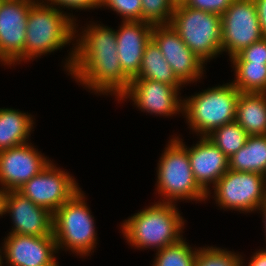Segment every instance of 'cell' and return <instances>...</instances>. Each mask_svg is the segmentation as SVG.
<instances>
[{
  "label": "cell",
  "instance_id": "32",
  "mask_svg": "<svg viewBox=\"0 0 266 266\" xmlns=\"http://www.w3.org/2000/svg\"><path fill=\"white\" fill-rule=\"evenodd\" d=\"M263 38H266V0H253Z\"/></svg>",
  "mask_w": 266,
  "mask_h": 266
},
{
  "label": "cell",
  "instance_id": "19",
  "mask_svg": "<svg viewBox=\"0 0 266 266\" xmlns=\"http://www.w3.org/2000/svg\"><path fill=\"white\" fill-rule=\"evenodd\" d=\"M34 120L28 112L13 107L0 108V151L29 143L36 123Z\"/></svg>",
  "mask_w": 266,
  "mask_h": 266
},
{
  "label": "cell",
  "instance_id": "20",
  "mask_svg": "<svg viewBox=\"0 0 266 266\" xmlns=\"http://www.w3.org/2000/svg\"><path fill=\"white\" fill-rule=\"evenodd\" d=\"M235 121L249 136L266 135V93H241Z\"/></svg>",
  "mask_w": 266,
  "mask_h": 266
},
{
  "label": "cell",
  "instance_id": "35",
  "mask_svg": "<svg viewBox=\"0 0 266 266\" xmlns=\"http://www.w3.org/2000/svg\"><path fill=\"white\" fill-rule=\"evenodd\" d=\"M259 211V212H258ZM257 213H260L263 217H262V222L264 223V235H265V243H266V200L258 207L257 209ZM262 249H266V248H263Z\"/></svg>",
  "mask_w": 266,
  "mask_h": 266
},
{
  "label": "cell",
  "instance_id": "12",
  "mask_svg": "<svg viewBox=\"0 0 266 266\" xmlns=\"http://www.w3.org/2000/svg\"><path fill=\"white\" fill-rule=\"evenodd\" d=\"M152 39L184 86L194 82L197 85V81L204 79L205 63L183 42L170 24L153 25Z\"/></svg>",
  "mask_w": 266,
  "mask_h": 266
},
{
  "label": "cell",
  "instance_id": "27",
  "mask_svg": "<svg viewBox=\"0 0 266 266\" xmlns=\"http://www.w3.org/2000/svg\"><path fill=\"white\" fill-rule=\"evenodd\" d=\"M142 21L152 25L169 24L175 5L171 0H141Z\"/></svg>",
  "mask_w": 266,
  "mask_h": 266
},
{
  "label": "cell",
  "instance_id": "17",
  "mask_svg": "<svg viewBox=\"0 0 266 266\" xmlns=\"http://www.w3.org/2000/svg\"><path fill=\"white\" fill-rule=\"evenodd\" d=\"M187 147L193 176L198 185L208 193L229 170V158L207 136Z\"/></svg>",
  "mask_w": 266,
  "mask_h": 266
},
{
  "label": "cell",
  "instance_id": "28",
  "mask_svg": "<svg viewBox=\"0 0 266 266\" xmlns=\"http://www.w3.org/2000/svg\"><path fill=\"white\" fill-rule=\"evenodd\" d=\"M110 9L121 21H142L141 0H100V9Z\"/></svg>",
  "mask_w": 266,
  "mask_h": 266
},
{
  "label": "cell",
  "instance_id": "2",
  "mask_svg": "<svg viewBox=\"0 0 266 266\" xmlns=\"http://www.w3.org/2000/svg\"><path fill=\"white\" fill-rule=\"evenodd\" d=\"M26 25L24 63L62 50L72 43L63 62L64 70L69 74L75 56V22L65 12L37 0L28 12Z\"/></svg>",
  "mask_w": 266,
  "mask_h": 266
},
{
  "label": "cell",
  "instance_id": "24",
  "mask_svg": "<svg viewBox=\"0 0 266 266\" xmlns=\"http://www.w3.org/2000/svg\"><path fill=\"white\" fill-rule=\"evenodd\" d=\"M248 133L236 122L224 124L207 135L228 158L242 148Z\"/></svg>",
  "mask_w": 266,
  "mask_h": 266
},
{
  "label": "cell",
  "instance_id": "31",
  "mask_svg": "<svg viewBox=\"0 0 266 266\" xmlns=\"http://www.w3.org/2000/svg\"><path fill=\"white\" fill-rule=\"evenodd\" d=\"M234 0H187L185 5L193 9L222 15Z\"/></svg>",
  "mask_w": 266,
  "mask_h": 266
},
{
  "label": "cell",
  "instance_id": "8",
  "mask_svg": "<svg viewBox=\"0 0 266 266\" xmlns=\"http://www.w3.org/2000/svg\"><path fill=\"white\" fill-rule=\"evenodd\" d=\"M211 190H214L213 195ZM211 190L207 193V200L214 198L220 210L255 213L266 200V176L229 169Z\"/></svg>",
  "mask_w": 266,
  "mask_h": 266
},
{
  "label": "cell",
  "instance_id": "30",
  "mask_svg": "<svg viewBox=\"0 0 266 266\" xmlns=\"http://www.w3.org/2000/svg\"><path fill=\"white\" fill-rule=\"evenodd\" d=\"M228 60L266 63V38H262L261 40L252 43Z\"/></svg>",
  "mask_w": 266,
  "mask_h": 266
},
{
  "label": "cell",
  "instance_id": "7",
  "mask_svg": "<svg viewBox=\"0 0 266 266\" xmlns=\"http://www.w3.org/2000/svg\"><path fill=\"white\" fill-rule=\"evenodd\" d=\"M169 24L206 65L222 55L220 15L181 4Z\"/></svg>",
  "mask_w": 266,
  "mask_h": 266
},
{
  "label": "cell",
  "instance_id": "18",
  "mask_svg": "<svg viewBox=\"0 0 266 266\" xmlns=\"http://www.w3.org/2000/svg\"><path fill=\"white\" fill-rule=\"evenodd\" d=\"M153 25L145 21H122L116 30L117 53L123 72L133 80L140 71Z\"/></svg>",
  "mask_w": 266,
  "mask_h": 266
},
{
  "label": "cell",
  "instance_id": "15",
  "mask_svg": "<svg viewBox=\"0 0 266 266\" xmlns=\"http://www.w3.org/2000/svg\"><path fill=\"white\" fill-rule=\"evenodd\" d=\"M32 142L0 151V186L17 190L52 160Z\"/></svg>",
  "mask_w": 266,
  "mask_h": 266
},
{
  "label": "cell",
  "instance_id": "36",
  "mask_svg": "<svg viewBox=\"0 0 266 266\" xmlns=\"http://www.w3.org/2000/svg\"><path fill=\"white\" fill-rule=\"evenodd\" d=\"M187 0H171V2L175 5H181V4H185Z\"/></svg>",
  "mask_w": 266,
  "mask_h": 266
},
{
  "label": "cell",
  "instance_id": "16",
  "mask_svg": "<svg viewBox=\"0 0 266 266\" xmlns=\"http://www.w3.org/2000/svg\"><path fill=\"white\" fill-rule=\"evenodd\" d=\"M5 214H9L13 225L8 234L28 236L53 234V214L17 190L8 191Z\"/></svg>",
  "mask_w": 266,
  "mask_h": 266
},
{
  "label": "cell",
  "instance_id": "4",
  "mask_svg": "<svg viewBox=\"0 0 266 266\" xmlns=\"http://www.w3.org/2000/svg\"><path fill=\"white\" fill-rule=\"evenodd\" d=\"M173 135L165 145L156 168V194L159 202L176 204L181 201H207V193L195 181L186 142Z\"/></svg>",
  "mask_w": 266,
  "mask_h": 266
},
{
  "label": "cell",
  "instance_id": "11",
  "mask_svg": "<svg viewBox=\"0 0 266 266\" xmlns=\"http://www.w3.org/2000/svg\"><path fill=\"white\" fill-rule=\"evenodd\" d=\"M37 0H3L0 6V64L19 65L24 61L28 12Z\"/></svg>",
  "mask_w": 266,
  "mask_h": 266
},
{
  "label": "cell",
  "instance_id": "10",
  "mask_svg": "<svg viewBox=\"0 0 266 266\" xmlns=\"http://www.w3.org/2000/svg\"><path fill=\"white\" fill-rule=\"evenodd\" d=\"M263 38L253 0H234L221 15L222 54L229 59Z\"/></svg>",
  "mask_w": 266,
  "mask_h": 266
},
{
  "label": "cell",
  "instance_id": "14",
  "mask_svg": "<svg viewBox=\"0 0 266 266\" xmlns=\"http://www.w3.org/2000/svg\"><path fill=\"white\" fill-rule=\"evenodd\" d=\"M3 246L4 266H59L54 235L7 234ZM57 254V256H56Z\"/></svg>",
  "mask_w": 266,
  "mask_h": 266
},
{
  "label": "cell",
  "instance_id": "29",
  "mask_svg": "<svg viewBox=\"0 0 266 266\" xmlns=\"http://www.w3.org/2000/svg\"><path fill=\"white\" fill-rule=\"evenodd\" d=\"M46 4L53 6L54 8L65 12L75 23L78 22L77 18L74 17L73 13L67 12L76 10L80 11H89L94 10L95 8L98 9L100 7V0H43ZM64 9V10H63ZM72 9V10H71ZM77 20V21H76Z\"/></svg>",
  "mask_w": 266,
  "mask_h": 266
},
{
  "label": "cell",
  "instance_id": "22",
  "mask_svg": "<svg viewBox=\"0 0 266 266\" xmlns=\"http://www.w3.org/2000/svg\"><path fill=\"white\" fill-rule=\"evenodd\" d=\"M229 169L266 176V135L248 136L245 145L229 157Z\"/></svg>",
  "mask_w": 266,
  "mask_h": 266
},
{
  "label": "cell",
  "instance_id": "9",
  "mask_svg": "<svg viewBox=\"0 0 266 266\" xmlns=\"http://www.w3.org/2000/svg\"><path fill=\"white\" fill-rule=\"evenodd\" d=\"M53 161L17 189L23 196L52 214L82 189L72 174L57 167Z\"/></svg>",
  "mask_w": 266,
  "mask_h": 266
},
{
  "label": "cell",
  "instance_id": "34",
  "mask_svg": "<svg viewBox=\"0 0 266 266\" xmlns=\"http://www.w3.org/2000/svg\"><path fill=\"white\" fill-rule=\"evenodd\" d=\"M7 193H8V190L0 186V217L2 218H3V215L6 216L5 209H6Z\"/></svg>",
  "mask_w": 266,
  "mask_h": 266
},
{
  "label": "cell",
  "instance_id": "37",
  "mask_svg": "<svg viewBox=\"0 0 266 266\" xmlns=\"http://www.w3.org/2000/svg\"><path fill=\"white\" fill-rule=\"evenodd\" d=\"M4 258H3V246H0V266H4Z\"/></svg>",
  "mask_w": 266,
  "mask_h": 266
},
{
  "label": "cell",
  "instance_id": "6",
  "mask_svg": "<svg viewBox=\"0 0 266 266\" xmlns=\"http://www.w3.org/2000/svg\"><path fill=\"white\" fill-rule=\"evenodd\" d=\"M85 196V192L79 190L53 213V235L58 253L71 251L79 258H88L97 248V227Z\"/></svg>",
  "mask_w": 266,
  "mask_h": 266
},
{
  "label": "cell",
  "instance_id": "1",
  "mask_svg": "<svg viewBox=\"0 0 266 266\" xmlns=\"http://www.w3.org/2000/svg\"><path fill=\"white\" fill-rule=\"evenodd\" d=\"M89 22L81 29L75 23V56L67 75L85 90L98 96L113 95L116 101L131 84L118 58L116 30L99 21Z\"/></svg>",
  "mask_w": 266,
  "mask_h": 266
},
{
  "label": "cell",
  "instance_id": "13",
  "mask_svg": "<svg viewBox=\"0 0 266 266\" xmlns=\"http://www.w3.org/2000/svg\"><path fill=\"white\" fill-rule=\"evenodd\" d=\"M182 98L180 90L173 85L147 79H133L117 102L123 103L129 99L134 107L144 113L172 118L182 113Z\"/></svg>",
  "mask_w": 266,
  "mask_h": 266
},
{
  "label": "cell",
  "instance_id": "3",
  "mask_svg": "<svg viewBox=\"0 0 266 266\" xmlns=\"http://www.w3.org/2000/svg\"><path fill=\"white\" fill-rule=\"evenodd\" d=\"M178 204L155 202L120 223V232L131 248L161 250L183 238L184 220Z\"/></svg>",
  "mask_w": 266,
  "mask_h": 266
},
{
  "label": "cell",
  "instance_id": "26",
  "mask_svg": "<svg viewBox=\"0 0 266 266\" xmlns=\"http://www.w3.org/2000/svg\"><path fill=\"white\" fill-rule=\"evenodd\" d=\"M242 256L239 252L217 246L198 247L194 266H241Z\"/></svg>",
  "mask_w": 266,
  "mask_h": 266
},
{
  "label": "cell",
  "instance_id": "25",
  "mask_svg": "<svg viewBox=\"0 0 266 266\" xmlns=\"http://www.w3.org/2000/svg\"><path fill=\"white\" fill-rule=\"evenodd\" d=\"M186 238L156 251L152 266H194L198 248L191 247Z\"/></svg>",
  "mask_w": 266,
  "mask_h": 266
},
{
  "label": "cell",
  "instance_id": "5",
  "mask_svg": "<svg viewBox=\"0 0 266 266\" xmlns=\"http://www.w3.org/2000/svg\"><path fill=\"white\" fill-rule=\"evenodd\" d=\"M202 91V92H201ZM182 98V116L196 136H207L214 129L234 122L240 91L231 82L208 87Z\"/></svg>",
  "mask_w": 266,
  "mask_h": 266
},
{
  "label": "cell",
  "instance_id": "21",
  "mask_svg": "<svg viewBox=\"0 0 266 266\" xmlns=\"http://www.w3.org/2000/svg\"><path fill=\"white\" fill-rule=\"evenodd\" d=\"M134 79H147L177 87L185 86L178 80L169 63L164 58L157 43L151 38L143 53L140 71Z\"/></svg>",
  "mask_w": 266,
  "mask_h": 266
},
{
  "label": "cell",
  "instance_id": "33",
  "mask_svg": "<svg viewBox=\"0 0 266 266\" xmlns=\"http://www.w3.org/2000/svg\"><path fill=\"white\" fill-rule=\"evenodd\" d=\"M242 256V265L241 266H266V249H258L252 254L251 259L245 263V259ZM248 263V265H246Z\"/></svg>",
  "mask_w": 266,
  "mask_h": 266
},
{
  "label": "cell",
  "instance_id": "23",
  "mask_svg": "<svg viewBox=\"0 0 266 266\" xmlns=\"http://www.w3.org/2000/svg\"><path fill=\"white\" fill-rule=\"evenodd\" d=\"M234 71L231 83L241 93H266V63L230 61Z\"/></svg>",
  "mask_w": 266,
  "mask_h": 266
}]
</instances>
